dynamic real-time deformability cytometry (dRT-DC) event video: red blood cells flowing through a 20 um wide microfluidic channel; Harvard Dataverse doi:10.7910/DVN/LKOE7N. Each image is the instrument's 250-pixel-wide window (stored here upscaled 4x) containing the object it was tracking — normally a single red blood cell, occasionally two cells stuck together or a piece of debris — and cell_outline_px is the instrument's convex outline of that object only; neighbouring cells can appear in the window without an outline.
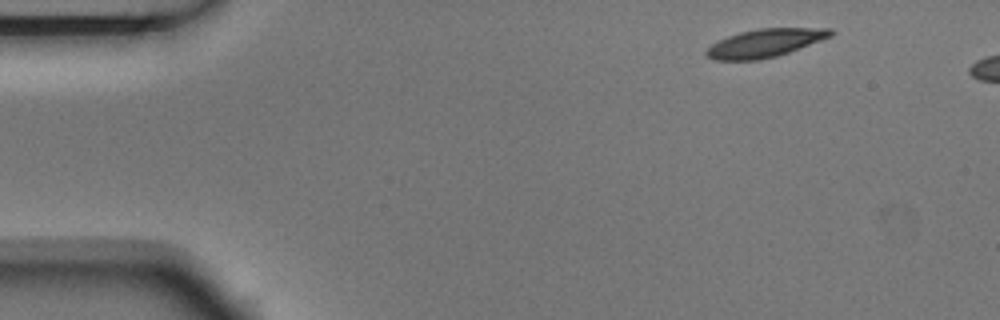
{"species": "Egyptian fruit bat (a non-hibernating species)", "species_latin": "Rousettus aegyptiacus", "temperature_condition": "room temperature", "stored_images_in_passage": 5, "camera_frame_rate_fps": 3000, "um_per_image_px": 0.085, "animal": {"sex": "male"}, "frame": {"image": 1, "passage_image": 1, "time_ms": 0.0, "image_size_px": [1000, 320], "cell_outline_px": [[836, 32], [832, 36], [788, 52], [776, 56], [760, 60], [716, 60], [708, 56], [704, 52], [716, 40], [740, 32], [756, 28], [832, 28]], "centroid_in_image_um": [65.03, 3.65], "position_along_channel_um": 20.0, "area_um2": 20.4}}